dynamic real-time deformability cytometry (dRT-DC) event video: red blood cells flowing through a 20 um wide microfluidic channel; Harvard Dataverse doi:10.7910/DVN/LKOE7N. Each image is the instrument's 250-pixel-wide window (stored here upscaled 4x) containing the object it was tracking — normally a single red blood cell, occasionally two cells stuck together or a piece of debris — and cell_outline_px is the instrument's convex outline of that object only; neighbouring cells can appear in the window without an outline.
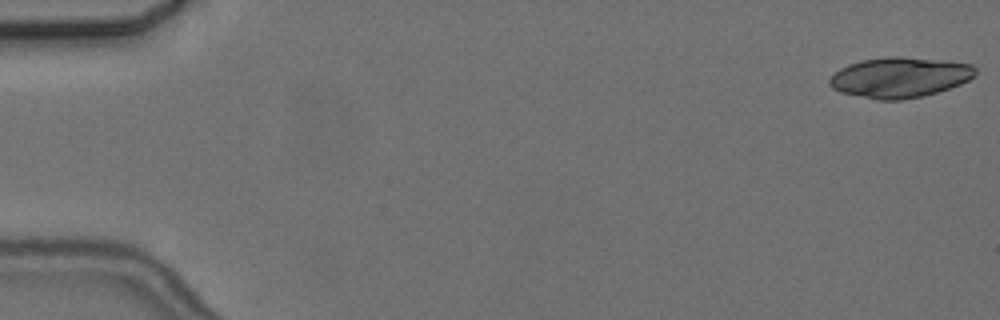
{"species": "common noctule bat (a hibernating species)", "species_latin": "Nyctalus noctula", "temperature_condition": "cold", "stored_images_in_passage": 55, "camera_frame_rate_fps": 3000, "um_per_image_px": 0.085, "animal": {"sex": "female", "body_mass_g": 24.6, "forearm_length_mm": 56.2}, "frame": {"image": 1, "passage_image": 1, "time_ms": 0.0, "image_size_px": [1000, 320], "cell_outline_px": [[976, 76], [960, 84], [936, 92], [920, 96], [900, 100], [880, 100], [840, 92], [832, 88], [828, 84], [828, 80], [840, 68], [848, 64], [864, 60], [888, 56], [900, 56], [972, 64], [976, 68]], "centroid_in_image_um": [76.46, 6.57], "position_along_channel_um": 8.5, "area_um2": 33.99}}